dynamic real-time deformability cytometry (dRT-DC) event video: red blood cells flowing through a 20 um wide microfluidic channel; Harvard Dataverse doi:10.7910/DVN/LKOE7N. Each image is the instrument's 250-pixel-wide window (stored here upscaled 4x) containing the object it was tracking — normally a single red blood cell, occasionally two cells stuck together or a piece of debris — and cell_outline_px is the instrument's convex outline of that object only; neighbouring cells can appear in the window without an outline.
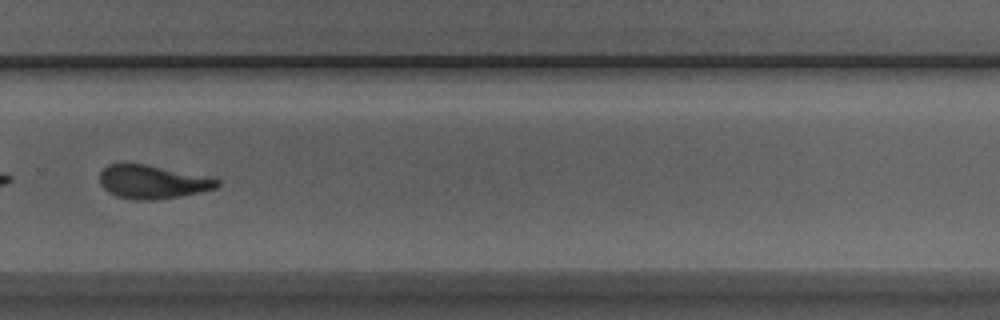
{"species": "Egyptian fruit bat (a non-hibernating species)", "species_latin": "Rousettus aegyptiacus", "temperature_condition": "room temperature", "stored_images_in_passage": 39, "camera_frame_rate_fps": 3000, "um_per_image_px": 0.085, "animal": {"sex": "male"}, "frame": {"image": 1, "passage_image": 24, "time_ms": 7.667, "image_size_px": [1000, 320], "cell_outline_px": [[220, 184], [216, 188], [180, 196], [156, 200], [136, 200], [116, 196], [108, 192], [100, 184], [100, 172], [108, 164], [144, 164], [220, 180]], "centroid_in_image_um": [12.9, 15.48], "position_along_channel_um": 316.9, "area_um2": 22.43}, "authors_computed_cell_mechanics": {"area_um2": 22.831, "velocity_mm_per_s": 3.9761, "shape_relaxation_time_tau1_ms": null, "shape_relaxation_time_tau2_ms": 2.0043, "deformation_change_tau1": null, "deformation_change_tau2": 0.103}}